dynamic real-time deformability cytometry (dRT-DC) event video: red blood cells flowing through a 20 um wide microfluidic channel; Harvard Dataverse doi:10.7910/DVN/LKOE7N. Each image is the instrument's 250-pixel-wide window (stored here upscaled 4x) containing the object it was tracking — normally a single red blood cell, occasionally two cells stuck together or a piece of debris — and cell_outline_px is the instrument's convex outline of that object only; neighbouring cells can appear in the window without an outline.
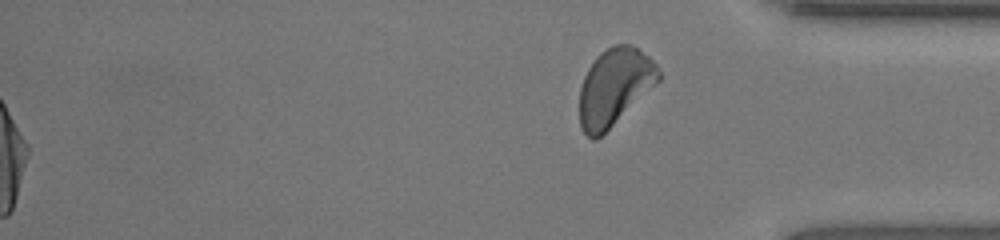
{"species": "human", "species_latin": "Homo sapiens", "temperature_condition": "room temperature", "stored_images_in_passage": 49, "segment_of_instrument_passage": [2, 2], "camera_frame_rate_fps": 3000, "um_per_image_px": 0.085, "donor": {"sex": "female"}, "frame": {"image": 1, "passage_image": 49, "time_ms": 16.0, "image_size_px": [1000, 240], "cell_outline_px": [[660, 80], [596, 140], [592, 140], [584, 132], [580, 124], [580, 88], [584, 76], [588, 68], [596, 56], [600, 52], [612, 44], [632, 44], [648, 56], [656, 64], [660, 72]], "centroid_in_image_um": [52.22, 7.35], "position_along_channel_um": 383.0, "area_um2": 35.14}}